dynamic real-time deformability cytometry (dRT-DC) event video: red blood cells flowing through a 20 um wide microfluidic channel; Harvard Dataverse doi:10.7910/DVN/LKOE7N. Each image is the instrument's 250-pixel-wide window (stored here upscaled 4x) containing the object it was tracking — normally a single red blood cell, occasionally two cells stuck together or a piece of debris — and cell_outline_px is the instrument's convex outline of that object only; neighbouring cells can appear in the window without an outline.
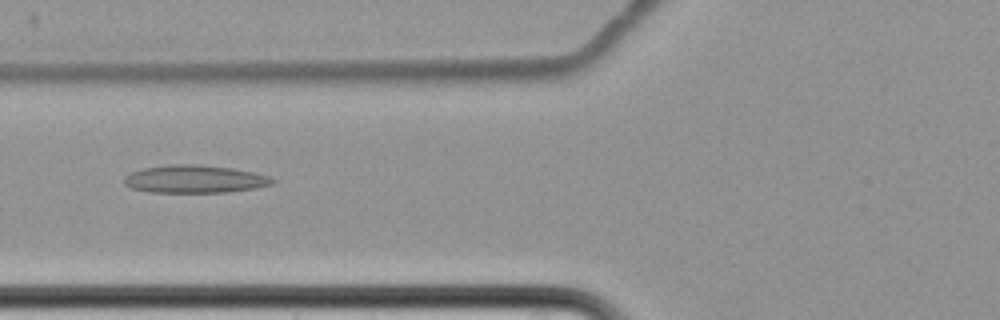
{"species": "common noctule bat (a hibernating species)", "species_latin": "Nyctalus noctula", "temperature_condition": "cold", "stored_images_in_passage": 9, "camera_frame_rate_fps": 3000, "um_per_image_px": 0.085, "animal": {"sex": "female", "body_mass_g": 22.7, "forearm_length_mm": 54.2}, "frame": {"image": 1, "passage_image": 8, "time_ms": 8.333, "image_size_px": [1000, 320], "cell_outline_px": [[276, 180], [272, 184], [256, 188], [228, 192], [148, 192], [132, 188], [124, 184], [124, 176], [132, 172], [144, 168], [172, 164], [196, 164], [232, 168], [272, 176]], "centroid_in_image_um": [16.57, 15.22], "position_along_channel_um": 109.2, "area_um2": 24.04}}
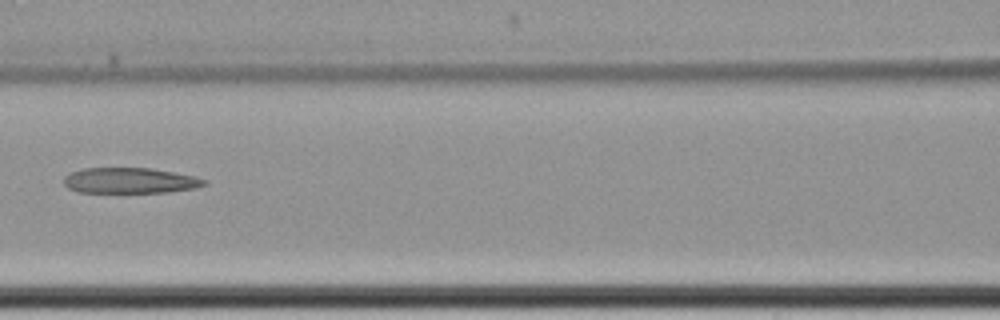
{"frame": {"image": 2, "passage_image": 9, "time_ms": 9.667, "image_size_px": [1000, 320], "cell_outline_px": [[208, 184], [196, 188], [168, 192], [80, 192], [68, 188], [64, 184], [64, 176], [72, 172], [84, 168], [152, 168], [196, 176], [208, 180]], "centroid_in_image_um": [11.1, 15.34], "position_along_channel_um": 155.5, "area_um2": 21.04}}